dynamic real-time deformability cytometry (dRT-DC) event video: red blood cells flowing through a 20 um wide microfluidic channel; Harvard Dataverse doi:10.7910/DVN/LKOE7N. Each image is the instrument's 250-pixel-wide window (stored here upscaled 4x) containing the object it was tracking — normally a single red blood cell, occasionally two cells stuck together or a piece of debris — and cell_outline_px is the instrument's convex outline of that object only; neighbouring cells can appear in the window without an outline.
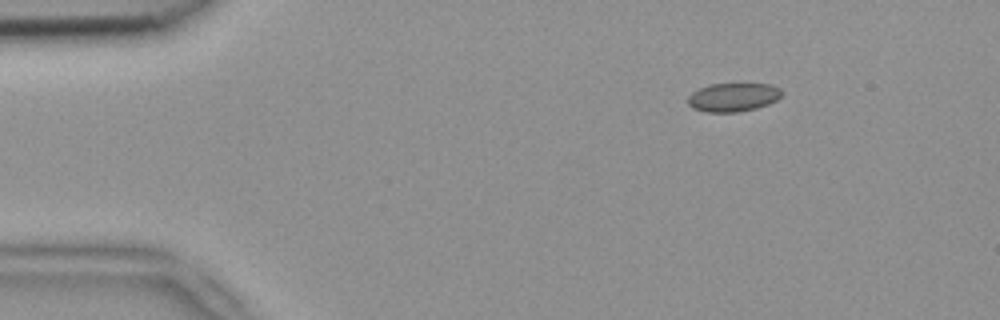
{"species": "common noctule bat (a hibernating species)", "species_latin": "Nyctalus noctula", "temperature_condition": "room temperature", "stored_images_in_passage": 3, "camera_frame_rate_fps": 3000, "um_per_image_px": 0.085, "animal": {"sex": "female", "body_mass_g": 18.4}, "frame": {"image": 1, "passage_image": 1, "time_ms": 0.0, "image_size_px": [1000, 320], "cell_outline_px": [[780, 96], [776, 100], [768, 104], [756, 108], [736, 112], [704, 112], [692, 108], [688, 104], [688, 96], [692, 92], [700, 88], [712, 84], [768, 84], [780, 88]], "centroid_in_image_um": [62.27, 8.27], "position_along_channel_um": 22.7, "area_um2": 15.49}}
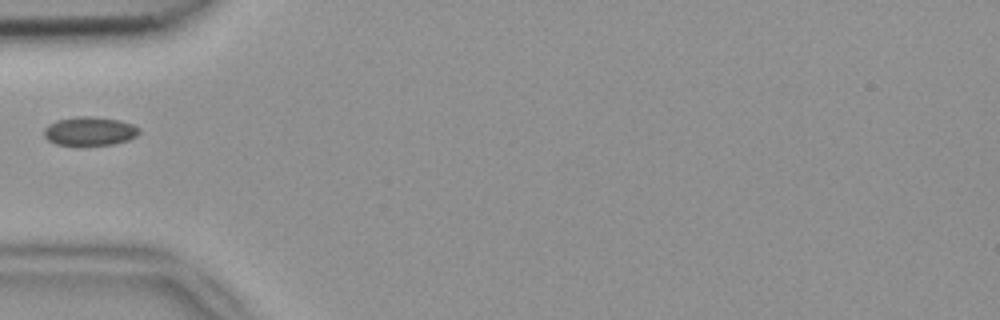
{"frame": {"image": 2, "passage_image": 3, "time_ms": 0.667, "image_size_px": [1000, 320], "cell_outline_px": [[140, 132], [136, 136], [128, 140], [112, 144], [56, 144], [48, 140], [44, 136], [44, 128], [48, 124], [56, 120], [76, 116], [92, 116], [120, 120], [132, 124], [140, 128]], "centroid_in_image_um": [7.62, 11.12], "position_along_channel_um": 77.4, "area_um2": 15.84}}